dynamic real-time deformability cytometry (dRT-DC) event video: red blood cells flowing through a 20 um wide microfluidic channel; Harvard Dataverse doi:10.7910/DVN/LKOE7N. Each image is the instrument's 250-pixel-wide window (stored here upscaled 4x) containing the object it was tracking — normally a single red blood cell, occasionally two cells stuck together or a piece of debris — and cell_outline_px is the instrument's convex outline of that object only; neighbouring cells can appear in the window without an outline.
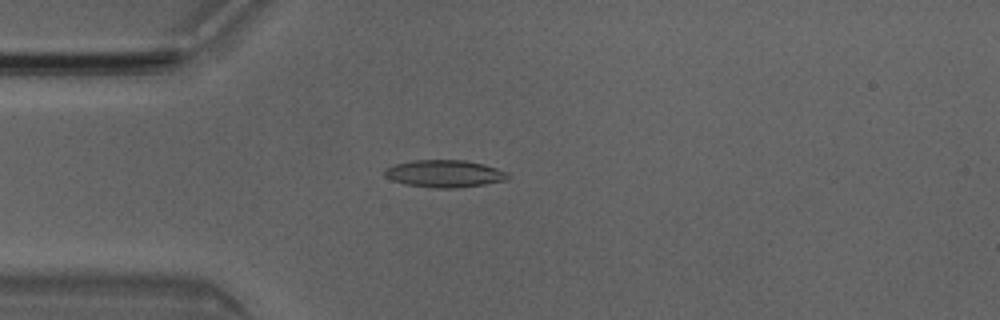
{"species": "Egyptian fruit bat (a non-hibernating species)", "species_latin": "Rousettus aegyptiacus", "temperature_condition": "room temperature", "stored_images_in_passage": 49, "camera_frame_rate_fps": 3000, "um_per_image_px": 0.085, "animal": {"sex": "male"}, "frame": {"image": 1, "passage_image": 12, "time_ms": 3.667, "image_size_px": [1000, 320], "cell_outline_px": [[508, 180], [484, 184], [456, 188], [432, 188], [404, 184], [392, 180], [384, 176], [384, 168], [396, 164], [412, 160], [464, 160], [484, 164], [508, 172]], "centroid_in_image_um": [37.76, 14.76], "position_along_channel_um": 47.2, "area_um2": 19.71}}
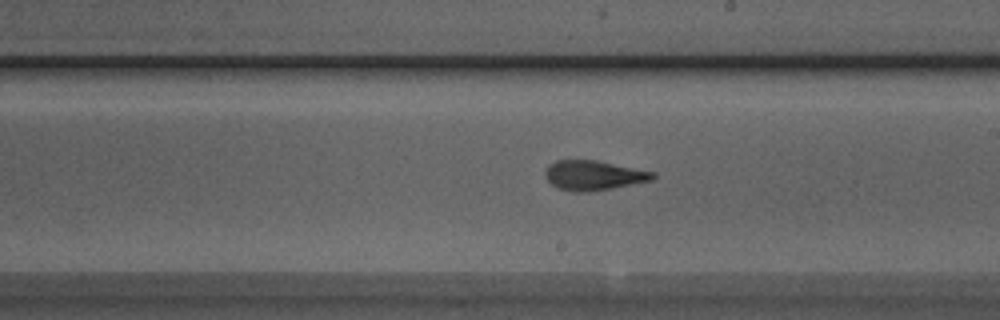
{"frame": {"image": 2, "passage_image": 27, "time_ms": 8.667, "image_size_px": [1000, 320], "cell_outline_px": [[656, 176], [652, 180], [612, 188], [588, 192], [572, 192], [556, 188], [544, 176], [544, 172], [548, 164], [556, 160], [596, 160], [656, 172]], "centroid_in_image_um": [50.43, 14.9], "position_along_channel_um": 238.6, "area_um2": 18.79}}
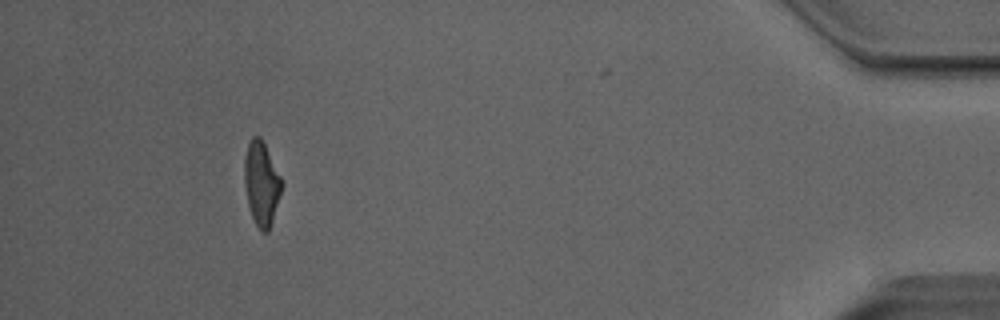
{"frame": {"image": 3, "passage_image": 45, "time_ms": 14.667, "image_size_px": [1000, 320], "cell_outline_px": [[284, 184], [272, 224], [268, 232], [260, 232], [252, 216], [248, 204], [244, 184], [244, 156], [248, 144], [252, 136], [260, 136], [284, 180]], "centroid_in_image_um": [22.25, 15.61], "position_along_channel_um": 412.9, "area_um2": 18.67}, "authors_computed_cell_mechanics": {"area_um2": 18.4382, "velocity_mm_per_s": 4.0724, "shape_relaxation_time_tau1_ms": 4.0248, "shape_relaxation_time_tau2_ms": 1.7331, "deformation_change_tau1": 0.1653, "deformation_change_tau2": 0.1081}}